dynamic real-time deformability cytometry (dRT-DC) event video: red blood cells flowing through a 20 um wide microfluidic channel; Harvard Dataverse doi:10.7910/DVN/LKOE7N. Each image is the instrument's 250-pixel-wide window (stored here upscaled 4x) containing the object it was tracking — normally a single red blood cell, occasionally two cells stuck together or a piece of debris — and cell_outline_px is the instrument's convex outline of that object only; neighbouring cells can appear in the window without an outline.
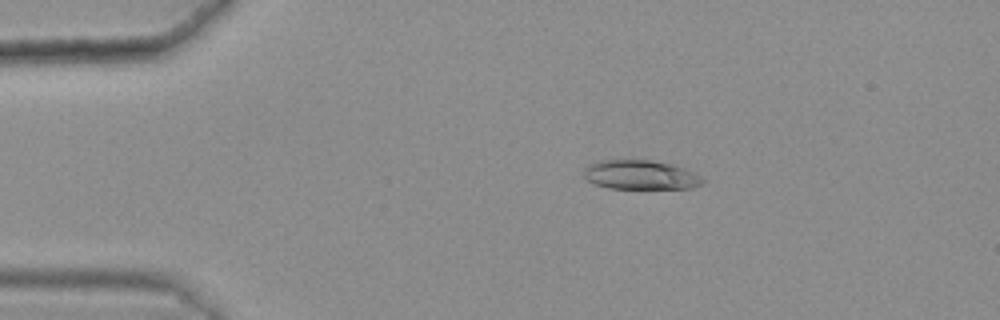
{"species": "common noctule bat (a hibernating species)", "species_latin": "Nyctalus noctula", "temperature_condition": "warm", "stored_images_in_passage": 49, "camera_frame_rate_fps": 3000, "um_per_image_px": 0.085, "animal": {"sex": "female", "body_mass_g": 25.1}, "frame": {"image": 1, "passage_image": 11, "time_ms": 3.333, "image_size_px": [1000, 320], "cell_outline_px": [[704, 184], [692, 188], [608, 188], [596, 184], [588, 180], [584, 176], [584, 168], [588, 164], [596, 160], [652, 160], [672, 164], [684, 168], [700, 176], [704, 180]], "centroid_in_image_um": [54.43, 14.85], "position_along_channel_um": 30.6, "area_um2": 20.29}}
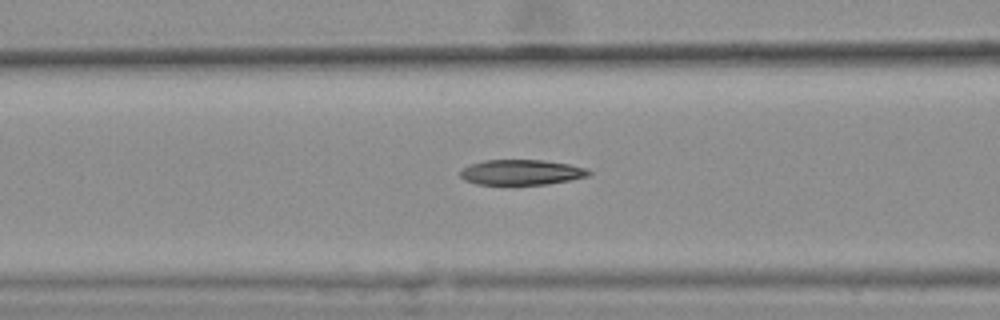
{"frame": {"image": 2, "passage_image": 23, "time_ms": 7.333, "image_size_px": [1000, 320], "cell_outline_px": [[592, 172], [588, 176], [548, 184], [476, 184], [464, 180], [460, 176], [460, 172], [468, 164], [484, 160], [544, 160], [568, 164], [588, 168]], "centroid_in_image_um": [44.31, 14.63], "position_along_channel_um": 122.3, "area_um2": 18.9}}
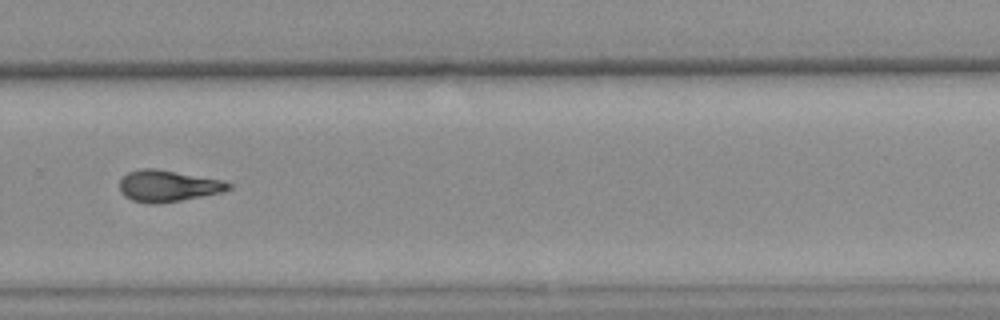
{"frame": {"image": 3, "passage_image": 39, "time_ms": 12.667, "image_size_px": [1000, 320], "cell_outline_px": [[232, 188], [220, 192], [180, 200], [156, 204], [148, 204], [132, 200], [124, 196], [120, 192], [120, 180], [128, 172], [140, 168], [156, 168], [224, 180], [232, 184]], "centroid_in_image_um": [14.25, 15.79], "position_along_channel_um": 315.5, "area_um2": 20.0}, "authors_computed_cell_mechanics": {"area_um2": 19.9988, "velocity_mm_per_s": 3.6269, "shape_relaxation_time_tau1_ms": null, "shape_relaxation_time_tau2_ms": 3.4039, "deformation_change_tau1": null, "deformation_change_tau2": 0.1108}}